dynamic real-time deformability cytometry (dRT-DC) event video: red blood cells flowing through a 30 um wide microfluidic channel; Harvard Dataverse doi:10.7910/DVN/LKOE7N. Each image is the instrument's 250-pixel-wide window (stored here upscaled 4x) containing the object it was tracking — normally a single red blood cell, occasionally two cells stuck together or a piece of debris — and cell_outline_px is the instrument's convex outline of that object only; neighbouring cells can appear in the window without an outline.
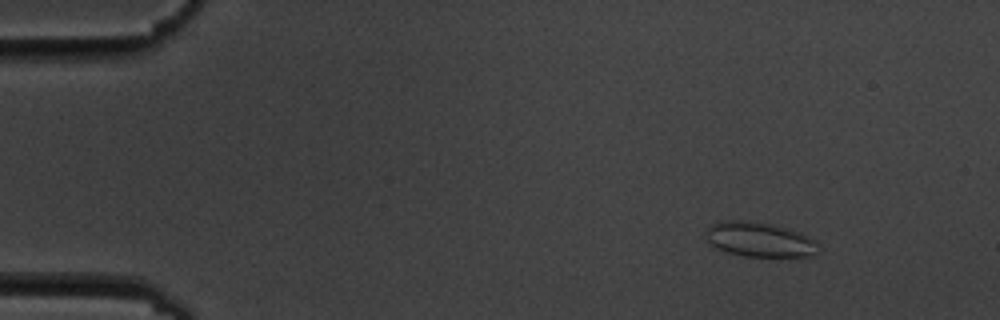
{"species": "common noctule bat (a hibernating species)", "species_latin": "Nyctalus noctula", "temperature_condition": "cold", "stored_images_in_passage": 15, "camera_frame_rate_fps": 3000, "um_per_image_px": 0.085, "animal": {"sex": "male", "body_mass_g": 19.5, "forearm_length_mm": 54.6}, "frame": {"image": 1, "passage_image": 2, "time_ms": 1.333, "image_size_px": [1000, 320], "cell_outline_px": [[816, 244], [812, 256], [744, 256], [728, 252], [716, 248], [704, 236], [704, 232], [712, 224], [720, 220], [736, 220], [768, 224], [800, 232], [816, 240]], "centroid_in_image_um": [64.49, 20.35], "position_along_channel_um": 20.5, "area_um2": 22.25}}
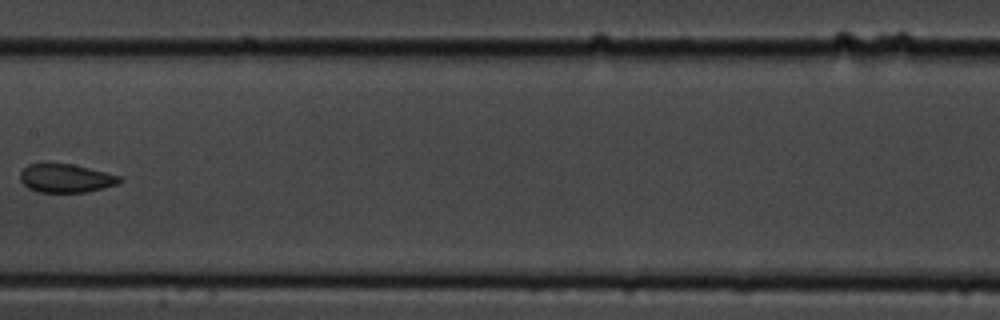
{"frame": {"image": 2, "passage_image": 8, "time_ms": 9.0, "image_size_px": [1000, 320], "cell_outline_px": [[124, 180], [120, 184], [88, 192], [36, 192], [28, 188], [20, 180], [20, 172], [28, 164], [44, 160], [72, 164], [120, 176]], "centroid_in_image_um": [5.56, 15.12], "position_along_channel_um": 201.8, "area_um2": 17.17}}
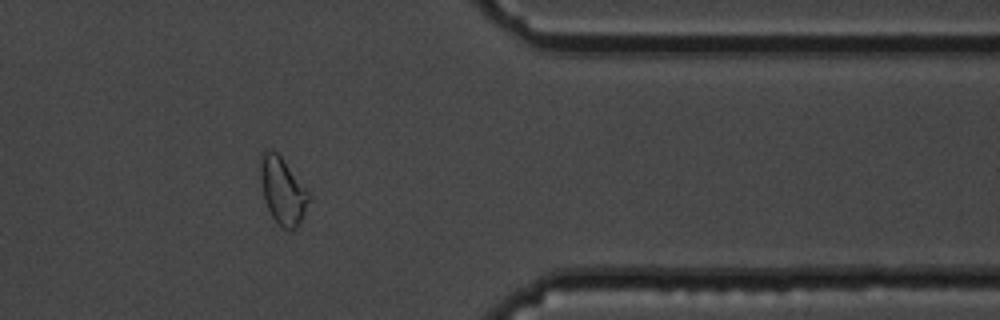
{"frame": {"image": 3, "passage_image": 13, "time_ms": 14.667, "image_size_px": [1000, 320], "cell_outline_px": [[312, 200], [296, 228], [288, 232], [272, 216], [264, 200], [260, 180], [260, 152], [268, 148], [276, 152], [280, 156], [312, 196]], "centroid_in_image_um": [24.02, 16.21], "position_along_channel_um": 387.4, "area_um2": 18.96}, "authors_computed_cell_mechanics": {"area_um2": 17.9758, "velocity_mm_per_s": 3.5279, "shape_relaxation_time_tau1_ms": null, "shape_relaxation_time_tau2_ms": 0.2571, "deformation_change_tau1": null, "deformation_change_tau2": 0.0452}}